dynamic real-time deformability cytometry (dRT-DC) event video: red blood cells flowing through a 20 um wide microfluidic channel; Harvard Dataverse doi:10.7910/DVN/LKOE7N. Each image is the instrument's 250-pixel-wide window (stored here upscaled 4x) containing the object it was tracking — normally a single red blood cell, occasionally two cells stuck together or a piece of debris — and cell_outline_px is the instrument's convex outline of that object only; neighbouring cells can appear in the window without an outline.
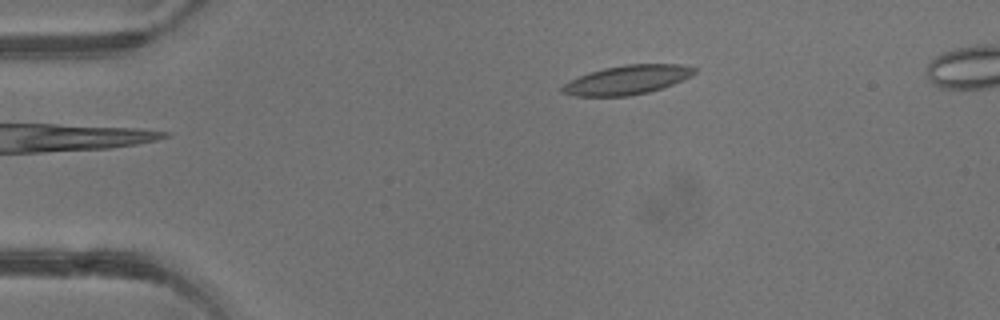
{"species": "common noctule bat (a hibernating species)", "species_latin": "Nyctalus noctula", "temperature_condition": "warm", "stored_images_in_passage": 2, "camera_frame_rate_fps": 3000, "um_per_image_px": 0.085, "animal": {"sex": "male", "body_mass_g": 13.3}, "frame": {"image": 1, "passage_image": 2, "time_ms": 1.333, "image_size_px": [1000, 320], "cell_outline_px": [[696, 72], [692, 76], [672, 84], [648, 92], [628, 96], [576, 96], [560, 92], [560, 88], [564, 84], [580, 76], [604, 68], [624, 64], [680, 64], [696, 68]], "centroid_in_image_um": [53.32, 6.79], "position_along_channel_um": 31.7, "area_um2": 22.2}}